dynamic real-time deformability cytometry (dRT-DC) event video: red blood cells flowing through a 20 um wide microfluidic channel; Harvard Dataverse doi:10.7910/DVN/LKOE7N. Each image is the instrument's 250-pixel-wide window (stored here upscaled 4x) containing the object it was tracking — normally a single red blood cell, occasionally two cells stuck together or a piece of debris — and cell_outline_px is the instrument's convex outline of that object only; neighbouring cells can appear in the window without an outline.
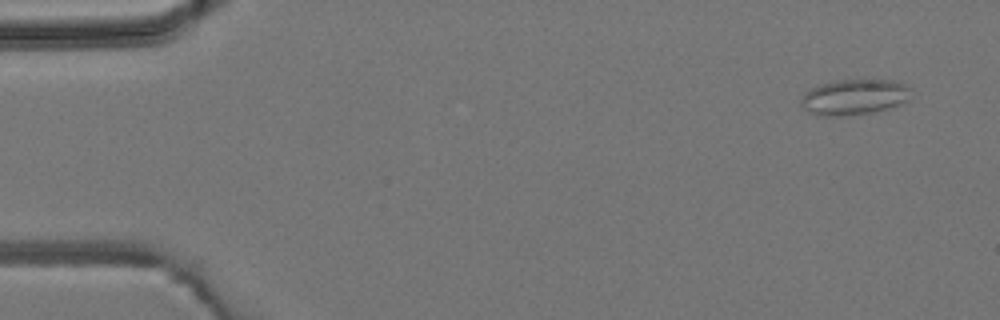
{"species": "common noctule bat (a hibernating species)", "species_latin": "Nyctalus noctula", "temperature_condition": "room temperature", "stored_images_in_passage": 4, "camera_frame_rate_fps": 3000, "um_per_image_px": 0.085, "animal": {"sex": "male", "body_mass_g": 19.2, "forearm_length_mm": 51.8}, "frame": {"image": 1, "passage_image": 1, "time_ms": 0.0, "image_size_px": [1000, 320], "cell_outline_px": [[912, 88], [908, 100], [900, 104], [888, 108], [872, 112], [840, 116], [824, 116], [808, 112], [804, 108], [800, 100], [804, 92], [820, 84], [840, 80], [892, 80], [904, 84]], "centroid_in_image_um": [72.61, 8.24], "position_along_channel_um": 12.4, "area_um2": 22.72}}
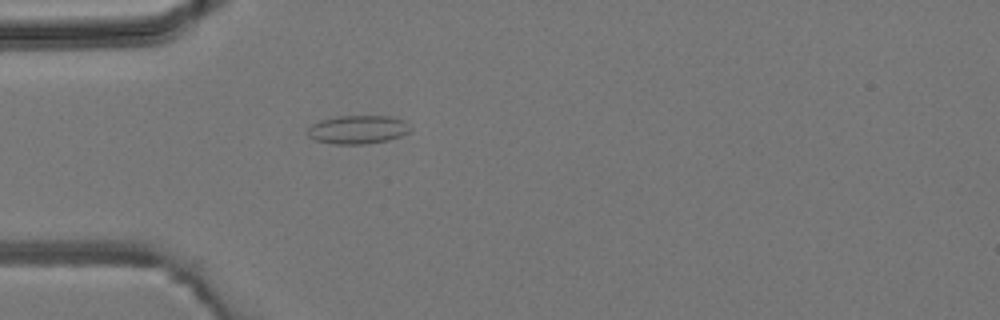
{"frame": {"image": 2, "passage_image": 4, "time_ms": 3.667, "image_size_px": [1000, 320], "cell_outline_px": [[412, 128], [408, 132], [400, 136], [388, 140], [368, 144], [332, 144], [316, 140], [308, 136], [308, 128], [312, 124], [320, 120], [336, 116], [388, 116], [404, 120]], "centroid_in_image_um": [30.41, 11.01], "position_along_channel_um": 54.6, "area_um2": 17.11}}